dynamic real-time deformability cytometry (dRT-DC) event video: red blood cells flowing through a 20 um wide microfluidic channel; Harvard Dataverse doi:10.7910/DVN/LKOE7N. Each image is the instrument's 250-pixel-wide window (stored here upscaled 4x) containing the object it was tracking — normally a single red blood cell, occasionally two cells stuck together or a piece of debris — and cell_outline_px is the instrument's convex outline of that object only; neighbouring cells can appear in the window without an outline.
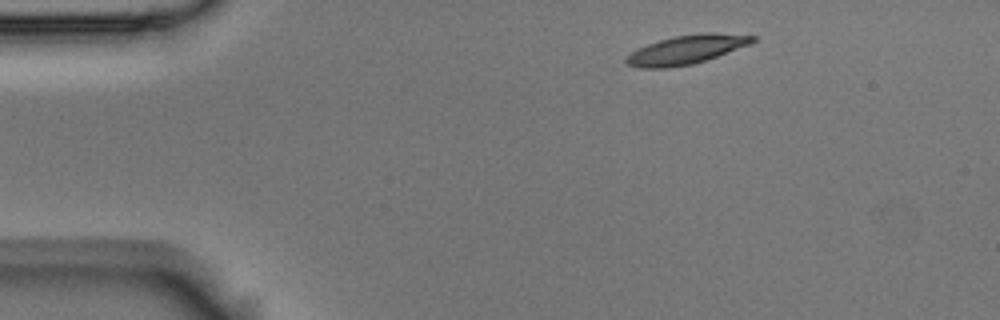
{"species": "Egyptian fruit bat (a non-hibernating species)", "species_latin": "Rousettus aegyptiacus", "temperature_condition": "room temperature", "stored_images_in_passage": 3, "camera_frame_rate_fps": 3000, "um_per_image_px": 0.085, "animal": {"sex": "male"}, "frame": {"image": 1, "passage_image": 1, "time_ms": 0.0, "image_size_px": [1000, 320], "cell_outline_px": [[756, 40], [748, 44], [716, 56], [692, 64], [668, 68], [636, 68], [628, 64], [624, 60], [632, 52], [648, 44], [660, 40], [676, 36], [700, 32], [716, 32], [756, 36]], "centroid_in_image_um": [58.33, 4.21], "position_along_channel_um": 26.7, "area_um2": 20.92}}